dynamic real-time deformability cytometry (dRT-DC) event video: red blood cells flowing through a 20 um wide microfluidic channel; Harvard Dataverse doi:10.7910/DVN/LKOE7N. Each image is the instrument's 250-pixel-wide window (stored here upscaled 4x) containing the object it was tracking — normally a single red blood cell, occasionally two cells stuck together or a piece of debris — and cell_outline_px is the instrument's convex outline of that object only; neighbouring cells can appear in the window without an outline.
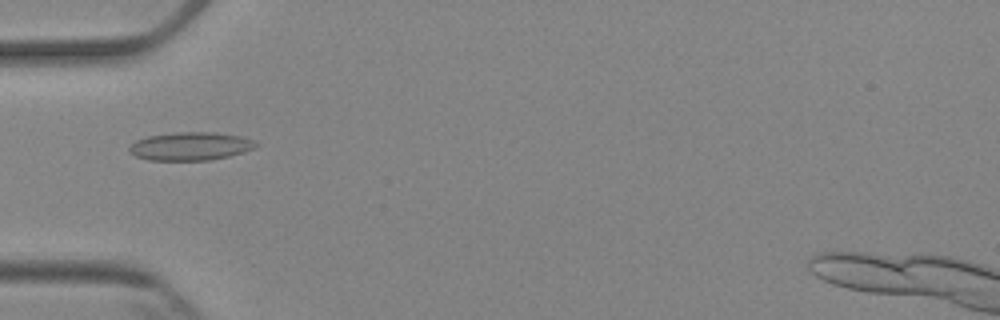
{"species": "Egyptian fruit bat (a non-hibernating species)", "species_latin": "Rousettus aegyptiacus", "temperature_condition": "cold", "stored_images_in_passage": 4, "camera_frame_rate_fps": 3000, "um_per_image_px": 0.085, "animal": {"sex": "female"}, "frame": {"image": 1, "passage_image": 2, "time_ms": 1.0, "image_size_px": [1000, 320], "cell_outline_px": [[260, 144], [256, 148], [244, 152], [212, 160], [148, 160], [136, 156], [128, 152], [128, 148], [136, 140], [148, 136], [176, 132], [212, 132], [240, 136], [252, 140]], "centroid_in_image_um": [16.19, 12.43], "position_along_channel_um": 68.8, "area_um2": 20.87}}
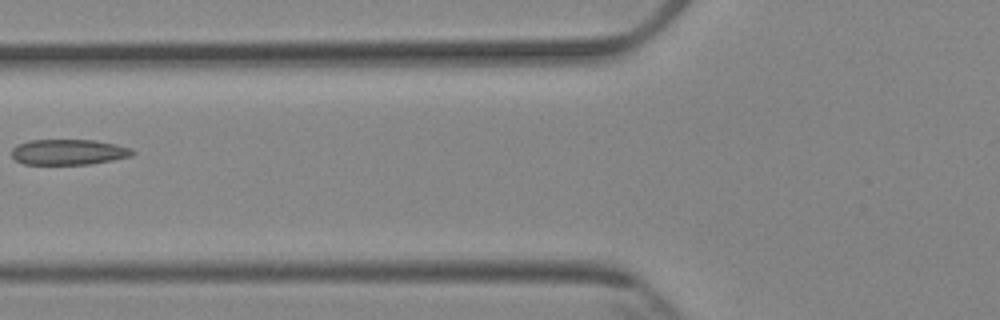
{"frame": {"image": 2, "passage_image": 3, "time_ms": 2.333, "image_size_px": [1000, 320], "cell_outline_px": [[136, 152], [132, 156], [112, 160], [88, 164], [24, 164], [16, 160], [12, 156], [12, 148], [16, 144], [28, 140], [92, 140], [116, 144], [132, 148]], "centroid_in_image_um": [5.83, 12.92], "position_along_channel_um": 120.0, "area_um2": 18.03}}
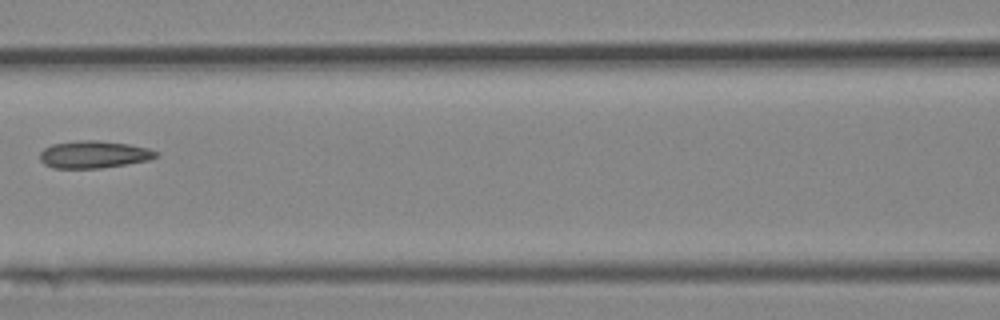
{"frame": {"image": 3, "passage_image": 4, "time_ms": 3.333, "image_size_px": [1000, 320], "cell_outline_px": [[160, 156], [148, 160], [100, 168], [52, 168], [44, 164], [40, 160], [40, 152], [44, 148], [52, 144], [76, 140], [96, 140], [128, 144], [148, 148], [160, 152]], "centroid_in_image_um": [7.97, 13.12], "position_along_channel_um": 158.6, "area_um2": 18.55}}